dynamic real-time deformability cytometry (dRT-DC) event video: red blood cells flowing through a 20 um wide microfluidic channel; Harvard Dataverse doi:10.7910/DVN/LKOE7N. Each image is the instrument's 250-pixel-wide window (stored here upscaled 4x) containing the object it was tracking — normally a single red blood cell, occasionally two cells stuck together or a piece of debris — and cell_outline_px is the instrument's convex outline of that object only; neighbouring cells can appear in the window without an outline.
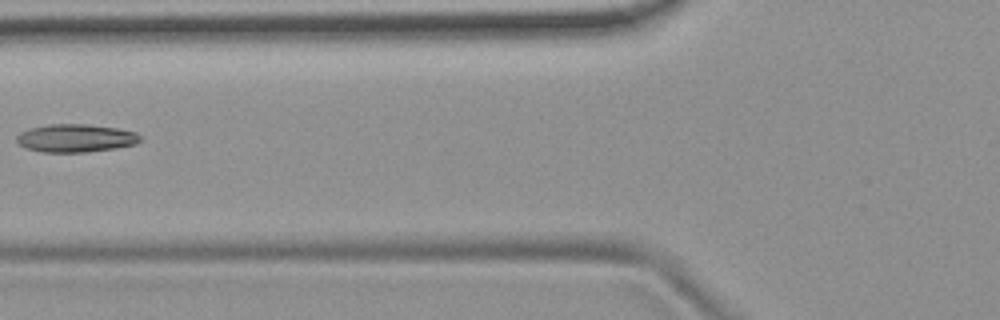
{"species": "common noctule bat (a hibernating species)", "species_latin": "Nyctalus noctula", "temperature_condition": "room temperature", "stored_images_in_passage": 8, "camera_frame_rate_fps": 3000, "um_per_image_px": 0.085, "animal": {"sex": "female", "body_mass_g": 19.9}, "frame": {"image": 1, "passage_image": 7, "time_ms": 7.0, "image_size_px": [1000, 320], "cell_outline_px": [[144, 140], [136, 144], [116, 148], [84, 152], [44, 152], [28, 148], [20, 144], [16, 140], [16, 136], [20, 132], [32, 128], [48, 124], [88, 124], [116, 128], [136, 132]], "centroid_in_image_um": [6.48, 11.74], "position_along_channel_um": 119.3, "area_um2": 20.11}}
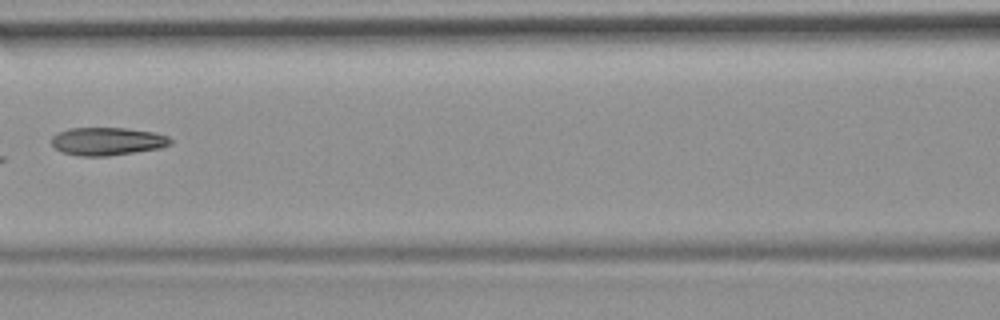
{"frame": {"image": 2, "passage_image": 8, "time_ms": 8.0, "image_size_px": [1000, 320], "cell_outline_px": [[172, 144], [160, 148], [136, 152], [108, 156], [80, 156], [60, 152], [52, 144], [52, 136], [56, 132], [68, 128], [124, 128], [152, 132], [168, 136], [172, 140]], "centroid_in_image_um": [9.1, 12.01], "position_along_channel_um": 157.5, "area_um2": 19.48}}